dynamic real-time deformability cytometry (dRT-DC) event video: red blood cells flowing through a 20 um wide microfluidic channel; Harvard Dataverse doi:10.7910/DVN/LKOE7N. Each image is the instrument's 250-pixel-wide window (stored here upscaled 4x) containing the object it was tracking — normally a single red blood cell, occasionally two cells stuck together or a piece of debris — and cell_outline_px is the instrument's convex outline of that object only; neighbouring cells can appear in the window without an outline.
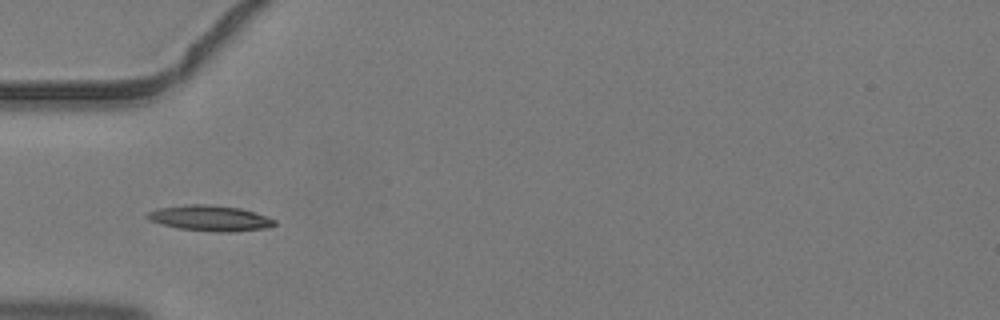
{"species": "common noctule bat (a hibernating species)", "species_latin": "Nyctalus noctula", "temperature_condition": "warm", "stored_images_in_passage": 4, "camera_frame_rate_fps": 3000, "um_per_image_px": 0.085, "animal": {"sex": "male", "body_mass_g": 19.2, "forearm_length_mm": 51.8}, "frame": {"image": 1, "passage_image": 3, "time_ms": 0.667, "image_size_px": [1000, 320], "cell_outline_px": [[276, 224], [268, 228], [232, 232], [216, 232], [180, 228], [160, 224], [148, 220], [144, 216], [148, 212], [156, 208], [184, 204], [208, 204], [240, 208], [276, 220]], "centroid_in_image_um": [17.8, 18.54], "position_along_channel_um": 67.2, "area_um2": 19.07}}
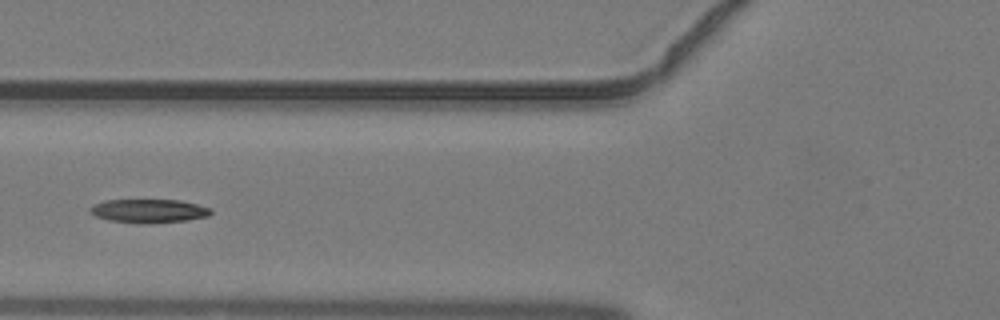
{"frame": {"image": 2, "passage_image": 4, "time_ms": 1.0, "image_size_px": [1000, 320], "cell_outline_px": [[212, 212], [208, 216], [188, 220], [140, 224], [108, 220], [96, 216], [88, 208], [92, 204], [104, 200], [180, 200], [212, 208]], "centroid_in_image_um": [12.64, 17.93], "position_along_channel_um": 113.2, "area_um2": 16.7}}